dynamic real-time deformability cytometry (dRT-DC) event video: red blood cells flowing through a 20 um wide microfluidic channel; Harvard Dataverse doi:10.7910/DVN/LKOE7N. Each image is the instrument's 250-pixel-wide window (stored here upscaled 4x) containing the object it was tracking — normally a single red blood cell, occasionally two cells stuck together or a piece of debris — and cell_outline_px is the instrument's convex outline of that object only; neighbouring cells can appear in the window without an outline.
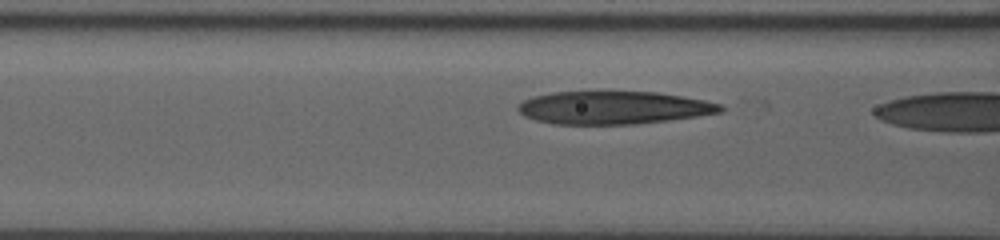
{"species": "human", "species_latin": "Homo sapiens", "temperature_condition": "room temperature", "stored_images_in_passage": 11, "camera_frame_rate_fps": 3000, "um_per_image_px": 0.085, "donor": {"sex": "male"}, "frame": {"image": 1, "passage_image": 10, "time_ms": 3.0, "image_size_px": [1000, 240], "cell_outline_px": [[724, 112], [668, 120], [636, 124], [556, 124], [536, 120], [524, 116], [516, 108], [524, 100], [532, 96], [552, 92], [656, 92], [704, 100], [720, 104], [724, 108]], "centroid_in_image_um": [52.14, 9.15], "position_along_channel_um": 114.5, "area_um2": 38.61}}